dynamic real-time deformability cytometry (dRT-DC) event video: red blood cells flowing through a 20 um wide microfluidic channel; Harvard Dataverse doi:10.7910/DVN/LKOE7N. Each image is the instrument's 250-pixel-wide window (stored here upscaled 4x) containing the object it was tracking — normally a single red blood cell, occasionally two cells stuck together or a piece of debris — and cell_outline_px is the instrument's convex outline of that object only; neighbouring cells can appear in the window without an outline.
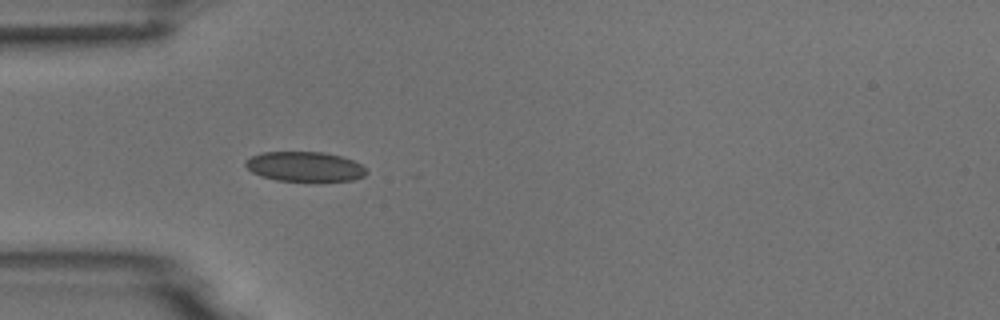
{"species": "common noctule bat (a hibernating species)", "species_latin": "Nyctalus noctula", "temperature_condition": "room temperature", "stored_images_in_passage": 1, "camera_frame_rate_fps": 3000, "um_per_image_px": 0.085, "animal": {"sex": "male", "body_mass_g": 18.8}, "frame": {"image": 1, "passage_image": 1, "time_ms": 0.0, "image_size_px": [1000, 320], "cell_outline_px": [[368, 172], [364, 176], [352, 180], [308, 184], [276, 180], [260, 176], [252, 172], [244, 164], [244, 160], [260, 152], [324, 152], [340, 156], [352, 160], [360, 164]], "centroid_in_image_um": [25.89, 14.21], "position_along_channel_um": 59.1, "area_um2": 21.85}}